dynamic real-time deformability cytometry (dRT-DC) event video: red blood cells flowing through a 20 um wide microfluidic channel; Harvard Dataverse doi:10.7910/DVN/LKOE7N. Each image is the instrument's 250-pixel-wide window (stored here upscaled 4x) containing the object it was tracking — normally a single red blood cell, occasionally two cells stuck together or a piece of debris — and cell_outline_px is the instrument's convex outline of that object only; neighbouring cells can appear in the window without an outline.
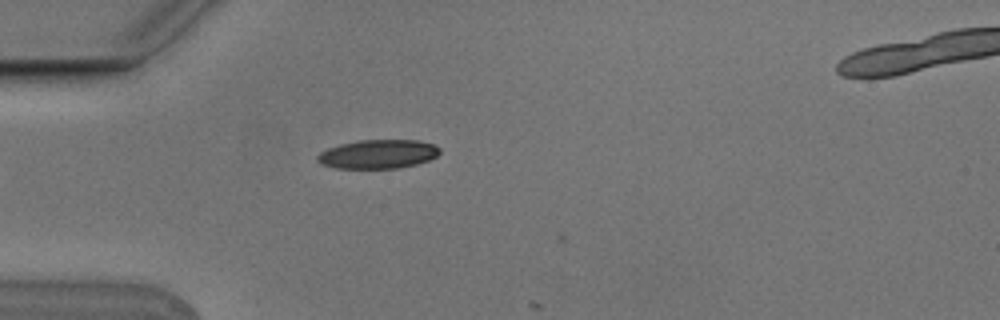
{"species": "Egyptian fruit bat (a non-hibernating species)", "species_latin": "Rousettus aegyptiacus", "temperature_condition": "cold", "stored_images_in_passage": 3, "camera_frame_rate_fps": 3000, "um_per_image_px": 0.085, "animal": {"sex": "male"}, "frame": {"image": 1, "passage_image": 2, "time_ms": 0.333, "image_size_px": [1000, 320], "cell_outline_px": [[440, 152], [436, 156], [428, 160], [416, 164], [396, 168], [336, 168], [320, 164], [316, 160], [316, 156], [320, 152], [328, 148], [340, 144], [360, 140], [420, 140], [436, 144], [440, 148]], "centroid_in_image_um": [32.13, 13.09], "position_along_channel_um": 52.9, "area_um2": 20.69}}